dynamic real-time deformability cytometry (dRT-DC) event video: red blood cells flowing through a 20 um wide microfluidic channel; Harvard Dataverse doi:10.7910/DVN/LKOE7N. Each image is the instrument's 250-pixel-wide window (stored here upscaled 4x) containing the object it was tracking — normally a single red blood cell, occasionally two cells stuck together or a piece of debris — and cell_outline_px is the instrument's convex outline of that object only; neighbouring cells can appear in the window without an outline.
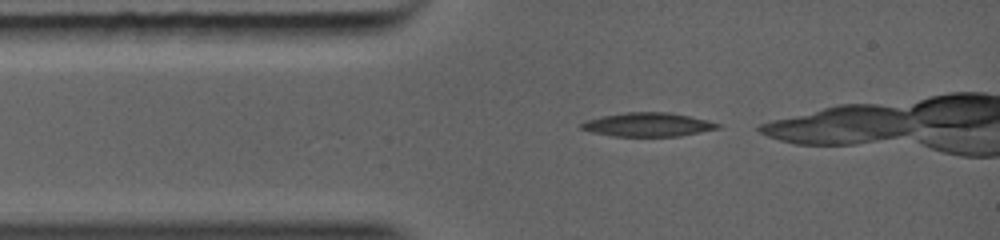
{"species": "common noctule bat (a hibernating species)", "species_latin": "Nyctalus noctula", "temperature_condition": "warm", "stored_images_in_passage": 8, "camera_frame_rate_fps": 5000, "um_per_image_px": 0.085, "animal": {"sex": "female", "body_mass_g": 19.0, "forearm_length_mm": 56.7}, "frame": {"image": 1, "passage_image": 1, "time_ms": 0.0, "image_size_px": [1000, 240], "cell_outline_px": [[724, 124], [720, 128], [680, 136], [612, 136], [592, 132], [580, 128], [580, 124], [584, 120], [600, 116], [628, 112], [672, 112], [708, 120]], "centroid_in_image_um": [55.09, 10.58], "position_along_channel_um": 29.9, "area_um2": 19.13}}
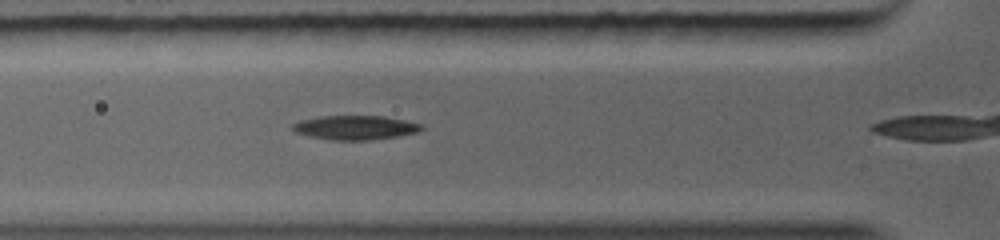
{"frame": {"image": 2, "passage_image": 4, "time_ms": 1.6, "image_size_px": [1000, 240], "cell_outline_px": [[424, 128], [420, 132], [372, 140], [332, 140], [308, 136], [296, 132], [292, 128], [292, 124], [300, 120], [320, 116], [384, 116], [404, 120], [420, 124]], "centroid_in_image_um": [30.19, 10.84], "position_along_channel_um": 95.6, "area_um2": 18.15}}